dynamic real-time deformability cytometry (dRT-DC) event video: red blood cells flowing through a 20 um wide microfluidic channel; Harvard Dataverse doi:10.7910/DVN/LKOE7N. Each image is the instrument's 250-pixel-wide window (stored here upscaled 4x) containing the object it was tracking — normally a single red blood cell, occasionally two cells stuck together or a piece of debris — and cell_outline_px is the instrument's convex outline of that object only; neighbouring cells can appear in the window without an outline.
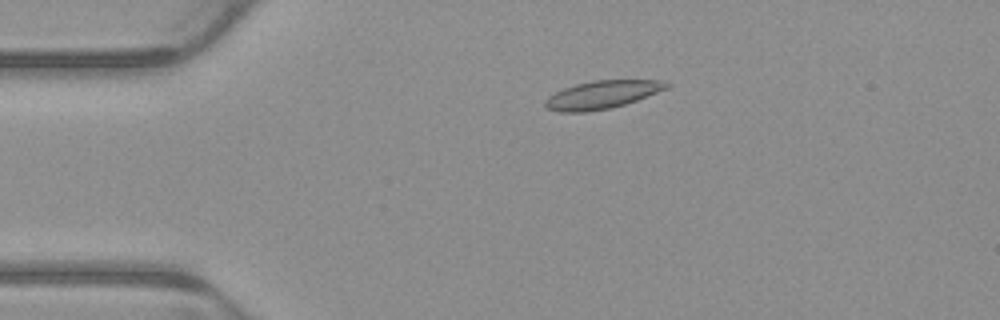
{"species": "common noctule bat (a hibernating species)", "species_latin": "Nyctalus noctula", "temperature_condition": "warm", "stored_images_in_passage": 4, "camera_frame_rate_fps": 3000, "um_per_image_px": 0.085, "animal": {"sex": "male", "body_mass_g": 23.1, "forearm_length_mm": 52.7}, "frame": {"image": 1, "passage_image": 4, "time_ms": 1.0, "image_size_px": [1000, 320], "cell_outline_px": [[672, 84], [668, 88], [636, 100], [612, 108], [588, 112], [560, 112], [548, 108], [544, 104], [544, 100], [548, 96], [564, 88], [576, 84], [592, 80], [660, 80]], "centroid_in_image_um": [51.17, 8.05], "position_along_channel_um": 33.8, "area_um2": 19.77}}